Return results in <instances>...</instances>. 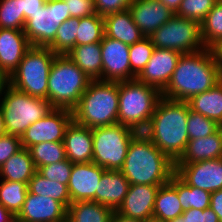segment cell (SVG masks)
<instances>
[{
	"instance_id": "obj_1",
	"label": "cell",
	"mask_w": 222,
	"mask_h": 222,
	"mask_svg": "<svg viewBox=\"0 0 222 222\" xmlns=\"http://www.w3.org/2000/svg\"><path fill=\"white\" fill-rule=\"evenodd\" d=\"M221 79L210 48L184 53L161 95L171 100L188 101L192 96L210 90Z\"/></svg>"
},
{
	"instance_id": "obj_2",
	"label": "cell",
	"mask_w": 222,
	"mask_h": 222,
	"mask_svg": "<svg viewBox=\"0 0 222 222\" xmlns=\"http://www.w3.org/2000/svg\"><path fill=\"white\" fill-rule=\"evenodd\" d=\"M187 101L161 97L147 129L143 132L173 162L184 152L189 141Z\"/></svg>"
},
{
	"instance_id": "obj_3",
	"label": "cell",
	"mask_w": 222,
	"mask_h": 222,
	"mask_svg": "<svg viewBox=\"0 0 222 222\" xmlns=\"http://www.w3.org/2000/svg\"><path fill=\"white\" fill-rule=\"evenodd\" d=\"M120 171L131 184L161 186L175 173L174 162L143 133L130 142Z\"/></svg>"
},
{
	"instance_id": "obj_4",
	"label": "cell",
	"mask_w": 222,
	"mask_h": 222,
	"mask_svg": "<svg viewBox=\"0 0 222 222\" xmlns=\"http://www.w3.org/2000/svg\"><path fill=\"white\" fill-rule=\"evenodd\" d=\"M119 82L91 80L78 105L73 120L89 128L118 123Z\"/></svg>"
},
{
	"instance_id": "obj_5",
	"label": "cell",
	"mask_w": 222,
	"mask_h": 222,
	"mask_svg": "<svg viewBox=\"0 0 222 222\" xmlns=\"http://www.w3.org/2000/svg\"><path fill=\"white\" fill-rule=\"evenodd\" d=\"M161 97L158 89L137 79L119 82L118 123L143 133Z\"/></svg>"
},
{
	"instance_id": "obj_6",
	"label": "cell",
	"mask_w": 222,
	"mask_h": 222,
	"mask_svg": "<svg viewBox=\"0 0 222 222\" xmlns=\"http://www.w3.org/2000/svg\"><path fill=\"white\" fill-rule=\"evenodd\" d=\"M90 81L69 57L57 55L48 76V101L54 108L73 110Z\"/></svg>"
},
{
	"instance_id": "obj_7",
	"label": "cell",
	"mask_w": 222,
	"mask_h": 222,
	"mask_svg": "<svg viewBox=\"0 0 222 222\" xmlns=\"http://www.w3.org/2000/svg\"><path fill=\"white\" fill-rule=\"evenodd\" d=\"M51 103L7 85L0 100L6 134L22 136L26 129L52 111Z\"/></svg>"
},
{
	"instance_id": "obj_8",
	"label": "cell",
	"mask_w": 222,
	"mask_h": 222,
	"mask_svg": "<svg viewBox=\"0 0 222 222\" xmlns=\"http://www.w3.org/2000/svg\"><path fill=\"white\" fill-rule=\"evenodd\" d=\"M56 56L49 47L31 46L9 77V85L32 97L48 100V76Z\"/></svg>"
},
{
	"instance_id": "obj_9",
	"label": "cell",
	"mask_w": 222,
	"mask_h": 222,
	"mask_svg": "<svg viewBox=\"0 0 222 222\" xmlns=\"http://www.w3.org/2000/svg\"><path fill=\"white\" fill-rule=\"evenodd\" d=\"M138 134L120 123L92 128V162L106 170H120L132 139Z\"/></svg>"
},
{
	"instance_id": "obj_10",
	"label": "cell",
	"mask_w": 222,
	"mask_h": 222,
	"mask_svg": "<svg viewBox=\"0 0 222 222\" xmlns=\"http://www.w3.org/2000/svg\"><path fill=\"white\" fill-rule=\"evenodd\" d=\"M149 38L155 48L173 49L182 54L205 48L201 38L200 23L176 14Z\"/></svg>"
},
{
	"instance_id": "obj_11",
	"label": "cell",
	"mask_w": 222,
	"mask_h": 222,
	"mask_svg": "<svg viewBox=\"0 0 222 222\" xmlns=\"http://www.w3.org/2000/svg\"><path fill=\"white\" fill-rule=\"evenodd\" d=\"M69 18L64 0H49L25 20L23 32L31 46L47 47L54 40L59 26Z\"/></svg>"
},
{
	"instance_id": "obj_12",
	"label": "cell",
	"mask_w": 222,
	"mask_h": 222,
	"mask_svg": "<svg viewBox=\"0 0 222 222\" xmlns=\"http://www.w3.org/2000/svg\"><path fill=\"white\" fill-rule=\"evenodd\" d=\"M73 121V112L64 108H53L46 116L31 124L20 137L22 148L43 142H63L65 132Z\"/></svg>"
},
{
	"instance_id": "obj_13",
	"label": "cell",
	"mask_w": 222,
	"mask_h": 222,
	"mask_svg": "<svg viewBox=\"0 0 222 222\" xmlns=\"http://www.w3.org/2000/svg\"><path fill=\"white\" fill-rule=\"evenodd\" d=\"M175 173L189 186L210 193L222 189V158L174 164Z\"/></svg>"
},
{
	"instance_id": "obj_14",
	"label": "cell",
	"mask_w": 222,
	"mask_h": 222,
	"mask_svg": "<svg viewBox=\"0 0 222 222\" xmlns=\"http://www.w3.org/2000/svg\"><path fill=\"white\" fill-rule=\"evenodd\" d=\"M102 53V81L131 80L129 45L104 35L100 42Z\"/></svg>"
},
{
	"instance_id": "obj_15",
	"label": "cell",
	"mask_w": 222,
	"mask_h": 222,
	"mask_svg": "<svg viewBox=\"0 0 222 222\" xmlns=\"http://www.w3.org/2000/svg\"><path fill=\"white\" fill-rule=\"evenodd\" d=\"M181 55V52L173 49L155 48L136 79L162 92L169 83Z\"/></svg>"
},
{
	"instance_id": "obj_16",
	"label": "cell",
	"mask_w": 222,
	"mask_h": 222,
	"mask_svg": "<svg viewBox=\"0 0 222 222\" xmlns=\"http://www.w3.org/2000/svg\"><path fill=\"white\" fill-rule=\"evenodd\" d=\"M106 169L93 162L74 163L68 183L71 203L95 201L100 178Z\"/></svg>"
},
{
	"instance_id": "obj_17",
	"label": "cell",
	"mask_w": 222,
	"mask_h": 222,
	"mask_svg": "<svg viewBox=\"0 0 222 222\" xmlns=\"http://www.w3.org/2000/svg\"><path fill=\"white\" fill-rule=\"evenodd\" d=\"M16 218L22 222H66L67 208L49 196L28 192Z\"/></svg>"
},
{
	"instance_id": "obj_18",
	"label": "cell",
	"mask_w": 222,
	"mask_h": 222,
	"mask_svg": "<svg viewBox=\"0 0 222 222\" xmlns=\"http://www.w3.org/2000/svg\"><path fill=\"white\" fill-rule=\"evenodd\" d=\"M128 9L145 37H150L175 14L159 0H133Z\"/></svg>"
},
{
	"instance_id": "obj_19",
	"label": "cell",
	"mask_w": 222,
	"mask_h": 222,
	"mask_svg": "<svg viewBox=\"0 0 222 222\" xmlns=\"http://www.w3.org/2000/svg\"><path fill=\"white\" fill-rule=\"evenodd\" d=\"M159 187L131 184L123 203L116 211L129 218L143 221L152 219L155 198Z\"/></svg>"
},
{
	"instance_id": "obj_20",
	"label": "cell",
	"mask_w": 222,
	"mask_h": 222,
	"mask_svg": "<svg viewBox=\"0 0 222 222\" xmlns=\"http://www.w3.org/2000/svg\"><path fill=\"white\" fill-rule=\"evenodd\" d=\"M30 47L23 29L0 28V70L8 78Z\"/></svg>"
},
{
	"instance_id": "obj_21",
	"label": "cell",
	"mask_w": 222,
	"mask_h": 222,
	"mask_svg": "<svg viewBox=\"0 0 222 222\" xmlns=\"http://www.w3.org/2000/svg\"><path fill=\"white\" fill-rule=\"evenodd\" d=\"M66 158L74 163H88L93 159L92 129L77 124H69L64 136Z\"/></svg>"
},
{
	"instance_id": "obj_22",
	"label": "cell",
	"mask_w": 222,
	"mask_h": 222,
	"mask_svg": "<svg viewBox=\"0 0 222 222\" xmlns=\"http://www.w3.org/2000/svg\"><path fill=\"white\" fill-rule=\"evenodd\" d=\"M129 186V181L120 170H105L96 191V202L115 211L123 203Z\"/></svg>"
},
{
	"instance_id": "obj_23",
	"label": "cell",
	"mask_w": 222,
	"mask_h": 222,
	"mask_svg": "<svg viewBox=\"0 0 222 222\" xmlns=\"http://www.w3.org/2000/svg\"><path fill=\"white\" fill-rule=\"evenodd\" d=\"M222 158V127L212 135L189 140L184 152L174 164H189Z\"/></svg>"
},
{
	"instance_id": "obj_24",
	"label": "cell",
	"mask_w": 222,
	"mask_h": 222,
	"mask_svg": "<svg viewBox=\"0 0 222 222\" xmlns=\"http://www.w3.org/2000/svg\"><path fill=\"white\" fill-rule=\"evenodd\" d=\"M104 18L105 36L119 40L127 45H133L145 36L134 23L129 9L111 13Z\"/></svg>"
},
{
	"instance_id": "obj_25",
	"label": "cell",
	"mask_w": 222,
	"mask_h": 222,
	"mask_svg": "<svg viewBox=\"0 0 222 222\" xmlns=\"http://www.w3.org/2000/svg\"><path fill=\"white\" fill-rule=\"evenodd\" d=\"M183 212L177 193V174L174 173L170 181L157 191L153 219L167 222L181 216Z\"/></svg>"
},
{
	"instance_id": "obj_26",
	"label": "cell",
	"mask_w": 222,
	"mask_h": 222,
	"mask_svg": "<svg viewBox=\"0 0 222 222\" xmlns=\"http://www.w3.org/2000/svg\"><path fill=\"white\" fill-rule=\"evenodd\" d=\"M90 80H102V53L100 43L73 47L66 55Z\"/></svg>"
},
{
	"instance_id": "obj_27",
	"label": "cell",
	"mask_w": 222,
	"mask_h": 222,
	"mask_svg": "<svg viewBox=\"0 0 222 222\" xmlns=\"http://www.w3.org/2000/svg\"><path fill=\"white\" fill-rule=\"evenodd\" d=\"M190 110L200 113L222 127V79L210 90L187 101Z\"/></svg>"
},
{
	"instance_id": "obj_28",
	"label": "cell",
	"mask_w": 222,
	"mask_h": 222,
	"mask_svg": "<svg viewBox=\"0 0 222 222\" xmlns=\"http://www.w3.org/2000/svg\"><path fill=\"white\" fill-rule=\"evenodd\" d=\"M36 168L28 149L13 154L0 168V177L7 181L29 183Z\"/></svg>"
},
{
	"instance_id": "obj_29",
	"label": "cell",
	"mask_w": 222,
	"mask_h": 222,
	"mask_svg": "<svg viewBox=\"0 0 222 222\" xmlns=\"http://www.w3.org/2000/svg\"><path fill=\"white\" fill-rule=\"evenodd\" d=\"M114 210L95 201L71 203L66 222H110Z\"/></svg>"
},
{
	"instance_id": "obj_30",
	"label": "cell",
	"mask_w": 222,
	"mask_h": 222,
	"mask_svg": "<svg viewBox=\"0 0 222 222\" xmlns=\"http://www.w3.org/2000/svg\"><path fill=\"white\" fill-rule=\"evenodd\" d=\"M28 192L40 196H49L61 202L66 208L71 204L68 185L51 181L40 175L37 171L29 180Z\"/></svg>"
},
{
	"instance_id": "obj_31",
	"label": "cell",
	"mask_w": 222,
	"mask_h": 222,
	"mask_svg": "<svg viewBox=\"0 0 222 222\" xmlns=\"http://www.w3.org/2000/svg\"><path fill=\"white\" fill-rule=\"evenodd\" d=\"M0 180V204L16 217L25 202L28 184L4 179Z\"/></svg>"
},
{
	"instance_id": "obj_32",
	"label": "cell",
	"mask_w": 222,
	"mask_h": 222,
	"mask_svg": "<svg viewBox=\"0 0 222 222\" xmlns=\"http://www.w3.org/2000/svg\"><path fill=\"white\" fill-rule=\"evenodd\" d=\"M177 193L183 211L191 208L204 210L210 207L211 193L189 186L177 175Z\"/></svg>"
},
{
	"instance_id": "obj_33",
	"label": "cell",
	"mask_w": 222,
	"mask_h": 222,
	"mask_svg": "<svg viewBox=\"0 0 222 222\" xmlns=\"http://www.w3.org/2000/svg\"><path fill=\"white\" fill-rule=\"evenodd\" d=\"M105 35L104 18L96 14L79 18L77 26L76 46L100 43Z\"/></svg>"
},
{
	"instance_id": "obj_34",
	"label": "cell",
	"mask_w": 222,
	"mask_h": 222,
	"mask_svg": "<svg viewBox=\"0 0 222 222\" xmlns=\"http://www.w3.org/2000/svg\"><path fill=\"white\" fill-rule=\"evenodd\" d=\"M36 170L39 167L57 163L66 159L64 142H43L29 149Z\"/></svg>"
},
{
	"instance_id": "obj_35",
	"label": "cell",
	"mask_w": 222,
	"mask_h": 222,
	"mask_svg": "<svg viewBox=\"0 0 222 222\" xmlns=\"http://www.w3.org/2000/svg\"><path fill=\"white\" fill-rule=\"evenodd\" d=\"M77 26L79 18H69L58 28L54 40L47 46L56 55H67L76 46Z\"/></svg>"
},
{
	"instance_id": "obj_36",
	"label": "cell",
	"mask_w": 222,
	"mask_h": 222,
	"mask_svg": "<svg viewBox=\"0 0 222 222\" xmlns=\"http://www.w3.org/2000/svg\"><path fill=\"white\" fill-rule=\"evenodd\" d=\"M201 38L205 48H210L222 38V0H219L200 23Z\"/></svg>"
},
{
	"instance_id": "obj_37",
	"label": "cell",
	"mask_w": 222,
	"mask_h": 222,
	"mask_svg": "<svg viewBox=\"0 0 222 222\" xmlns=\"http://www.w3.org/2000/svg\"><path fill=\"white\" fill-rule=\"evenodd\" d=\"M155 46L152 44L149 37H144L142 40L129 45V61L131 65V80L136 77L144 69L148 63Z\"/></svg>"
},
{
	"instance_id": "obj_38",
	"label": "cell",
	"mask_w": 222,
	"mask_h": 222,
	"mask_svg": "<svg viewBox=\"0 0 222 222\" xmlns=\"http://www.w3.org/2000/svg\"><path fill=\"white\" fill-rule=\"evenodd\" d=\"M22 0H0V28L23 29Z\"/></svg>"
},
{
	"instance_id": "obj_39",
	"label": "cell",
	"mask_w": 222,
	"mask_h": 222,
	"mask_svg": "<svg viewBox=\"0 0 222 222\" xmlns=\"http://www.w3.org/2000/svg\"><path fill=\"white\" fill-rule=\"evenodd\" d=\"M221 126L215 121L196 113L189 108L187 130L189 140L203 138L215 133Z\"/></svg>"
},
{
	"instance_id": "obj_40",
	"label": "cell",
	"mask_w": 222,
	"mask_h": 222,
	"mask_svg": "<svg viewBox=\"0 0 222 222\" xmlns=\"http://www.w3.org/2000/svg\"><path fill=\"white\" fill-rule=\"evenodd\" d=\"M219 0H182L176 15L201 23Z\"/></svg>"
},
{
	"instance_id": "obj_41",
	"label": "cell",
	"mask_w": 222,
	"mask_h": 222,
	"mask_svg": "<svg viewBox=\"0 0 222 222\" xmlns=\"http://www.w3.org/2000/svg\"><path fill=\"white\" fill-rule=\"evenodd\" d=\"M73 163L67 158L57 163L39 167L37 172L43 177L68 185Z\"/></svg>"
},
{
	"instance_id": "obj_42",
	"label": "cell",
	"mask_w": 222,
	"mask_h": 222,
	"mask_svg": "<svg viewBox=\"0 0 222 222\" xmlns=\"http://www.w3.org/2000/svg\"><path fill=\"white\" fill-rule=\"evenodd\" d=\"M21 149L20 136L11 134L0 136V168L13 154Z\"/></svg>"
},
{
	"instance_id": "obj_43",
	"label": "cell",
	"mask_w": 222,
	"mask_h": 222,
	"mask_svg": "<svg viewBox=\"0 0 222 222\" xmlns=\"http://www.w3.org/2000/svg\"><path fill=\"white\" fill-rule=\"evenodd\" d=\"M72 18H83L96 14L94 0H64Z\"/></svg>"
},
{
	"instance_id": "obj_44",
	"label": "cell",
	"mask_w": 222,
	"mask_h": 222,
	"mask_svg": "<svg viewBox=\"0 0 222 222\" xmlns=\"http://www.w3.org/2000/svg\"><path fill=\"white\" fill-rule=\"evenodd\" d=\"M133 0H94L95 11L100 16L128 9Z\"/></svg>"
},
{
	"instance_id": "obj_45",
	"label": "cell",
	"mask_w": 222,
	"mask_h": 222,
	"mask_svg": "<svg viewBox=\"0 0 222 222\" xmlns=\"http://www.w3.org/2000/svg\"><path fill=\"white\" fill-rule=\"evenodd\" d=\"M187 222H220L217 214L211 209L204 210L191 208L182 213Z\"/></svg>"
},
{
	"instance_id": "obj_46",
	"label": "cell",
	"mask_w": 222,
	"mask_h": 222,
	"mask_svg": "<svg viewBox=\"0 0 222 222\" xmlns=\"http://www.w3.org/2000/svg\"><path fill=\"white\" fill-rule=\"evenodd\" d=\"M45 0H22V13L27 20L32 14L45 6Z\"/></svg>"
},
{
	"instance_id": "obj_47",
	"label": "cell",
	"mask_w": 222,
	"mask_h": 222,
	"mask_svg": "<svg viewBox=\"0 0 222 222\" xmlns=\"http://www.w3.org/2000/svg\"><path fill=\"white\" fill-rule=\"evenodd\" d=\"M222 222V189L211 193L210 207Z\"/></svg>"
},
{
	"instance_id": "obj_48",
	"label": "cell",
	"mask_w": 222,
	"mask_h": 222,
	"mask_svg": "<svg viewBox=\"0 0 222 222\" xmlns=\"http://www.w3.org/2000/svg\"><path fill=\"white\" fill-rule=\"evenodd\" d=\"M213 58L222 74V38L210 47Z\"/></svg>"
},
{
	"instance_id": "obj_49",
	"label": "cell",
	"mask_w": 222,
	"mask_h": 222,
	"mask_svg": "<svg viewBox=\"0 0 222 222\" xmlns=\"http://www.w3.org/2000/svg\"><path fill=\"white\" fill-rule=\"evenodd\" d=\"M110 222H146L140 219L129 218L119 214L116 210L111 216Z\"/></svg>"
},
{
	"instance_id": "obj_50",
	"label": "cell",
	"mask_w": 222,
	"mask_h": 222,
	"mask_svg": "<svg viewBox=\"0 0 222 222\" xmlns=\"http://www.w3.org/2000/svg\"><path fill=\"white\" fill-rule=\"evenodd\" d=\"M16 217L0 204V222H13Z\"/></svg>"
},
{
	"instance_id": "obj_51",
	"label": "cell",
	"mask_w": 222,
	"mask_h": 222,
	"mask_svg": "<svg viewBox=\"0 0 222 222\" xmlns=\"http://www.w3.org/2000/svg\"><path fill=\"white\" fill-rule=\"evenodd\" d=\"M162 4H164L167 8H169L172 12L176 13L178 8L180 7L182 0H159Z\"/></svg>"
},
{
	"instance_id": "obj_52",
	"label": "cell",
	"mask_w": 222,
	"mask_h": 222,
	"mask_svg": "<svg viewBox=\"0 0 222 222\" xmlns=\"http://www.w3.org/2000/svg\"><path fill=\"white\" fill-rule=\"evenodd\" d=\"M9 84V78L0 70V100L5 87Z\"/></svg>"
},
{
	"instance_id": "obj_53",
	"label": "cell",
	"mask_w": 222,
	"mask_h": 222,
	"mask_svg": "<svg viewBox=\"0 0 222 222\" xmlns=\"http://www.w3.org/2000/svg\"><path fill=\"white\" fill-rule=\"evenodd\" d=\"M5 122H4V118H3V114L0 110V136L5 135Z\"/></svg>"
},
{
	"instance_id": "obj_54",
	"label": "cell",
	"mask_w": 222,
	"mask_h": 222,
	"mask_svg": "<svg viewBox=\"0 0 222 222\" xmlns=\"http://www.w3.org/2000/svg\"><path fill=\"white\" fill-rule=\"evenodd\" d=\"M167 222H187V220L183 215H181V216H179L175 219L169 220Z\"/></svg>"
},
{
	"instance_id": "obj_55",
	"label": "cell",
	"mask_w": 222,
	"mask_h": 222,
	"mask_svg": "<svg viewBox=\"0 0 222 222\" xmlns=\"http://www.w3.org/2000/svg\"><path fill=\"white\" fill-rule=\"evenodd\" d=\"M146 222H165V221H159V220H156V219H150V220H148V221H146Z\"/></svg>"
},
{
	"instance_id": "obj_56",
	"label": "cell",
	"mask_w": 222,
	"mask_h": 222,
	"mask_svg": "<svg viewBox=\"0 0 222 222\" xmlns=\"http://www.w3.org/2000/svg\"><path fill=\"white\" fill-rule=\"evenodd\" d=\"M13 222H22V221H20V220H18L17 218H15V219L13 220Z\"/></svg>"
}]
</instances>
